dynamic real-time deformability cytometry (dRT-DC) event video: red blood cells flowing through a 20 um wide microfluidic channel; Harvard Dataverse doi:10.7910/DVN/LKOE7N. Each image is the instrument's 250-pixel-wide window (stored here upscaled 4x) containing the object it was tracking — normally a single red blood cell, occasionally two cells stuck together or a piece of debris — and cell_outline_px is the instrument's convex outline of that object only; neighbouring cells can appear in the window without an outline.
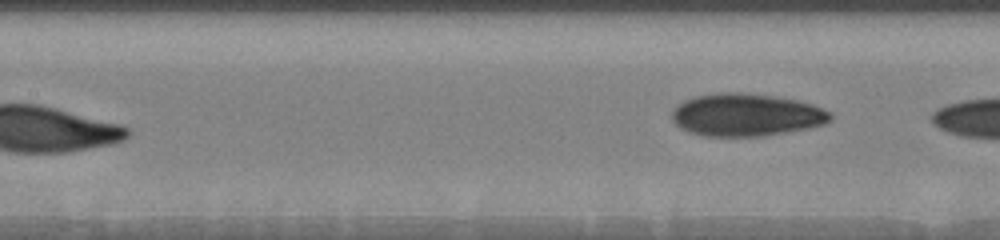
{"species": "human", "species_latin": "Homo sapiens", "temperature_condition": "warm", "stored_images_in_passage": 30, "segment_of_instrument_passage": [2, 2], "camera_frame_rate_fps": 3000, "um_per_image_px": 0.085, "donor": {"sex": "male"}, "frame": {"image": 1, "passage_image": 30, "time_ms": 7.333, "image_size_px": [1000, 240], "cell_outline_px": [[832, 120], [824, 124], [808, 128], [788, 132], [764, 136], [704, 136], [688, 132], [680, 128], [672, 120], [672, 108], [676, 104], [684, 100], [696, 96], [720, 92], [740, 92], [776, 96], [796, 100], [812, 104], [824, 108], [832, 112]], "centroid_in_image_um": [63.43, 9.76], "position_along_channel_um": 144.0, "area_um2": 39.77}}